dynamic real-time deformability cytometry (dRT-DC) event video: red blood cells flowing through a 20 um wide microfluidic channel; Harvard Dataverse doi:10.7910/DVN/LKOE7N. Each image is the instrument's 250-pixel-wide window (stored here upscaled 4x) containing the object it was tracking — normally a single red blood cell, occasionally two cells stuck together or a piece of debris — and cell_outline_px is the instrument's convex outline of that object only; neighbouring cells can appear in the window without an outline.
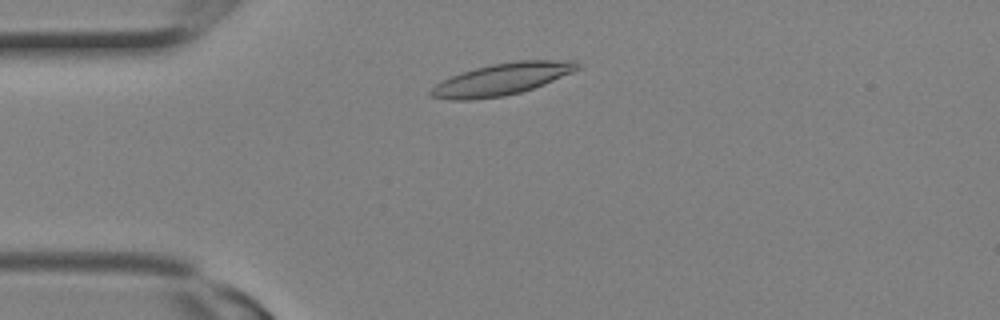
{"species": "Egyptian fruit bat (a non-hibernating species)", "species_latin": "Rousettus aegyptiacus", "temperature_condition": "room temperature", "stored_images_in_passage": 1, "camera_frame_rate_fps": 3000, "um_per_image_px": 0.085, "animal": {"sex": "female"}, "frame": {"image": 1, "passage_image": 1, "time_ms": 0.0, "image_size_px": [1000, 320], "cell_outline_px": [[580, 68], [572, 72], [544, 84], [520, 92], [504, 96], [472, 100], [448, 100], [428, 96], [428, 92], [436, 84], [460, 72], [492, 64], [516, 60], [576, 60], [580, 64]], "centroid_in_image_um": [42.64, 6.73], "position_along_channel_um": 42.4, "area_um2": 27.22}}